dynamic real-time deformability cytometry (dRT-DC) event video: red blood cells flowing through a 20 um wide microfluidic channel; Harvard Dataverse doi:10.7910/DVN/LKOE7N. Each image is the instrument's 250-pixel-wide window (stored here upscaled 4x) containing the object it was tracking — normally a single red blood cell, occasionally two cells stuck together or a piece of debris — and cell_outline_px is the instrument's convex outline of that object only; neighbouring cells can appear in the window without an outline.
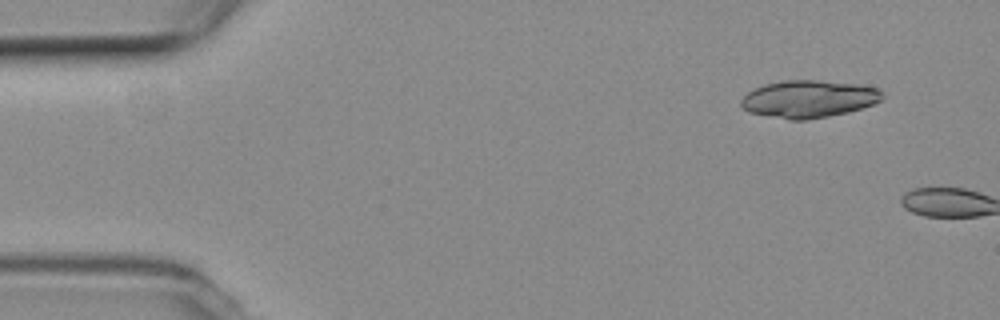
{"species": "common noctule bat (a hibernating species)", "species_latin": "Nyctalus noctula", "temperature_condition": "room temperature", "stored_images_in_passage": 9, "camera_frame_rate_fps": 3000, "um_per_image_px": 0.085, "animal": {"sex": "female", "body_mass_g": 19.3, "forearm_length_mm": 54.1}, "frame": {"image": 1, "passage_image": 2, "time_ms": 0.333, "image_size_px": [1000, 320], "cell_outline_px": [[884, 96], [880, 100], [872, 104], [848, 112], [808, 120], [792, 120], [748, 112], [740, 104], [740, 100], [752, 88], [764, 84], [784, 80], [820, 80], [856, 84], [880, 88], [884, 92]], "centroid_in_image_um": [68.73, 8.4], "position_along_channel_um": 16.3, "area_um2": 30.87}}
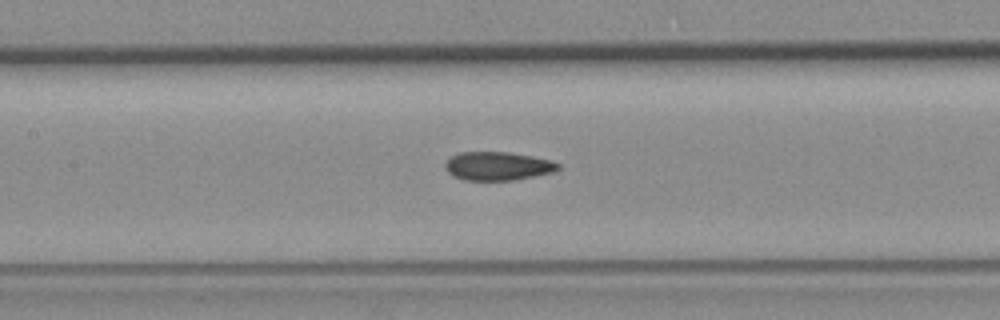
{"frame": {"image": 2, "passage_image": 9, "time_ms": 2.667, "image_size_px": [1000, 320], "cell_outline_px": [[560, 168], [556, 172], [512, 180], [464, 180], [452, 176], [448, 172], [444, 164], [452, 156], [460, 152], [508, 152], [532, 156], [552, 160], [560, 164]], "centroid_in_image_um": [42.34, 14.12], "position_along_channel_um": 165.1, "area_um2": 18.84}}